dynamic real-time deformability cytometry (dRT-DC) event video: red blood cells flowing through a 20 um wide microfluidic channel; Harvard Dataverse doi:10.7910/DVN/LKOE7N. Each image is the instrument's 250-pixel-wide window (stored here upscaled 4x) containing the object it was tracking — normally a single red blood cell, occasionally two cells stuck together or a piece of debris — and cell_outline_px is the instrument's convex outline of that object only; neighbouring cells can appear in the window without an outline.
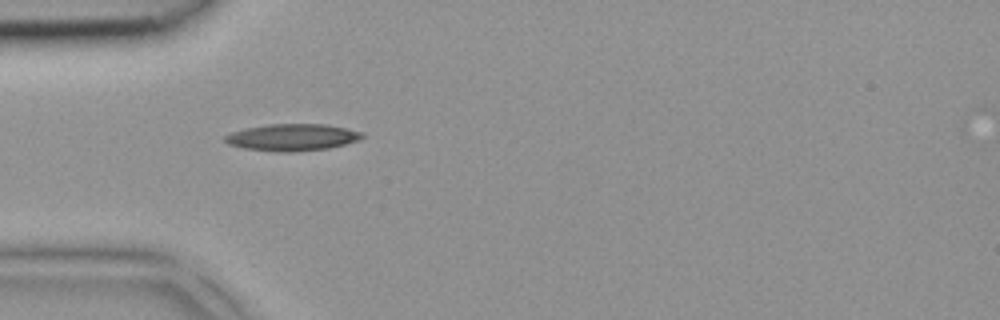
{"species": "common noctule bat (a hibernating species)", "species_latin": "Nyctalus noctula", "temperature_condition": "room temperature", "stored_images_in_passage": 4, "camera_frame_rate_fps": 3000, "um_per_image_px": 0.085, "animal": {"sex": "female", "body_mass_g": 18.4}, "frame": {"image": 1, "passage_image": 3, "time_ms": 0.667, "image_size_px": [1000, 320], "cell_outline_px": [[364, 136], [360, 140], [328, 148], [296, 152], [276, 152], [244, 148], [228, 144], [224, 140], [224, 136], [232, 132], [244, 128], [268, 124], [328, 124], [364, 132]], "centroid_in_image_um": [24.85, 11.67], "position_along_channel_um": 60.1, "area_um2": 21.68}}